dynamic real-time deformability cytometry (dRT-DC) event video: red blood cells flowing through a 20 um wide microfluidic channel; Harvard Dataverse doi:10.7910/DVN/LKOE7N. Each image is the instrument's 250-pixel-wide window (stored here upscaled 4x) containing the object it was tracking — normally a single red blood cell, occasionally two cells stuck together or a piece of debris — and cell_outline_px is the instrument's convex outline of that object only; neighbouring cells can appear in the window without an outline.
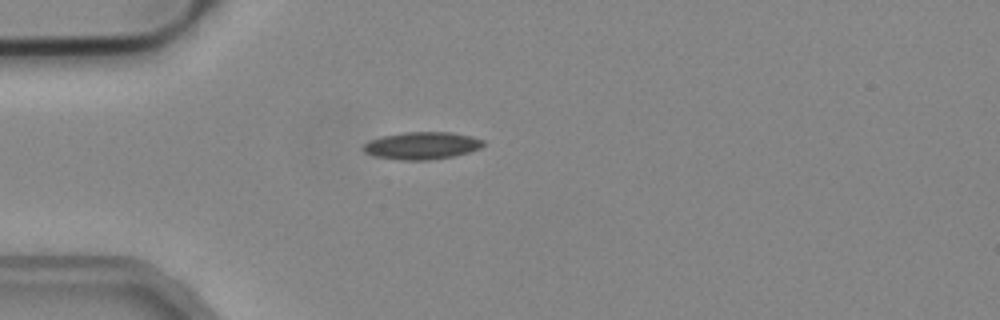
{"species": "common noctule bat (a hibernating species)", "species_latin": "Nyctalus noctula", "temperature_condition": "cold", "stored_images_in_passage": 38, "camera_frame_rate_fps": 3000, "um_per_image_px": 0.085, "animal": {"sex": "male", "body_mass_g": 19.2, "forearm_length_mm": 51.8}, "frame": {"image": 1, "passage_image": 1, "time_ms": 0.0, "image_size_px": [1000, 320], "cell_outline_px": [[484, 144], [480, 148], [468, 152], [452, 156], [428, 160], [400, 160], [372, 156], [364, 152], [360, 148], [364, 144], [372, 140], [384, 136], [404, 132], [452, 132], [472, 136], [484, 140]], "centroid_in_image_um": [35.84, 12.38], "position_along_channel_um": 49.2, "area_um2": 19.13}}
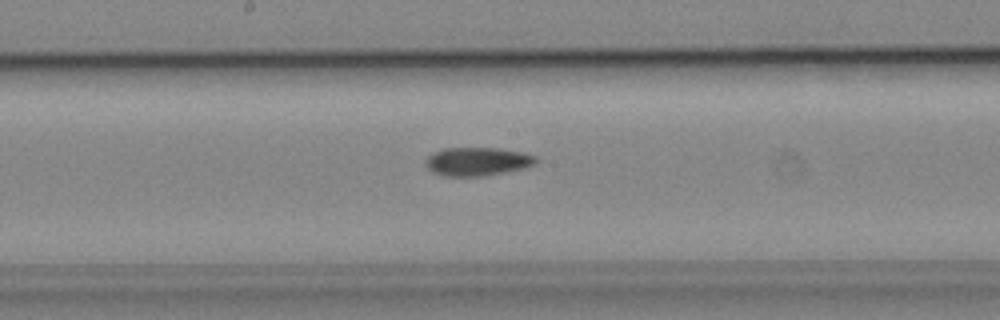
{"frame": {"image": 2, "passage_image": 14, "time_ms": 4.333, "image_size_px": [1000, 320], "cell_outline_px": [[536, 160], [532, 164], [524, 168], [484, 176], [444, 176], [432, 172], [424, 164], [424, 160], [428, 156], [444, 148], [500, 148], [524, 152], [536, 156]], "centroid_in_image_um": [40.54, 13.72], "position_along_channel_um": 207.7, "area_um2": 18.26}}
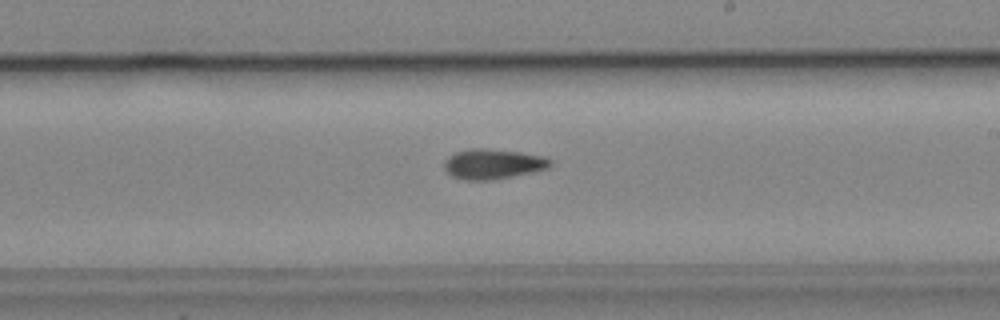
{"frame": {"image": 3, "passage_image": 17, "time_ms": 5.333, "image_size_px": [1000, 320], "cell_outline_px": [[552, 164], [548, 168], [512, 176], [492, 180], [464, 180], [452, 176], [444, 168], [444, 160], [448, 156], [456, 152], [468, 148], [484, 148], [520, 152], [544, 156], [552, 160]], "centroid_in_image_um": [41.88, 13.93], "position_along_channel_um": 247.1, "area_um2": 18.61}, "authors_computed_cell_mechanics": {"area_um2": 17.918, "velocity_mm_per_s": 3.9632, "shape_relaxation_time_tau1_ms": 7.8413, "shape_relaxation_time_tau2_ms": null, "deformation_change_tau1": 0.1744, "deformation_change_tau2": null}}